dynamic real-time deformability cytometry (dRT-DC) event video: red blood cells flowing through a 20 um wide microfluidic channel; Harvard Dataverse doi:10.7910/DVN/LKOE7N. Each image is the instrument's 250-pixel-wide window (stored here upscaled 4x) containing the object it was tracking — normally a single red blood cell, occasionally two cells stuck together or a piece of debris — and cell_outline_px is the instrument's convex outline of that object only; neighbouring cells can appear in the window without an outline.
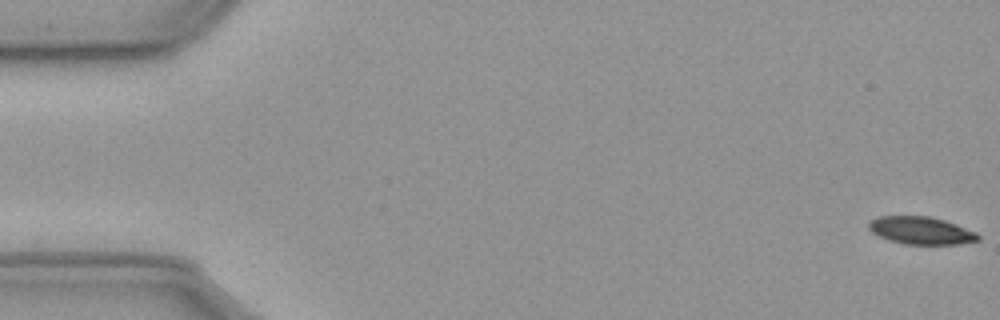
{"species": "common noctule bat (a hibernating species)", "species_latin": "Nyctalus noctula", "temperature_condition": "cold", "stored_images_in_passage": 57, "camera_frame_rate_fps": 3000, "um_per_image_px": 0.085, "animal": {"sex": "male", "body_mass_g": 23.1, "forearm_length_mm": 52.7}, "frame": {"image": 1, "passage_image": 1, "time_ms": 0.0, "image_size_px": [1000, 320], "cell_outline_px": [[980, 240], [960, 244], [904, 244], [880, 236], [872, 232], [868, 228], [868, 224], [872, 220], [880, 216], [928, 216], [944, 220], [956, 224], [976, 232], [980, 236]], "centroid_in_image_um": [78.32, 19.59], "position_along_channel_um": 6.7, "area_um2": 17.4}}
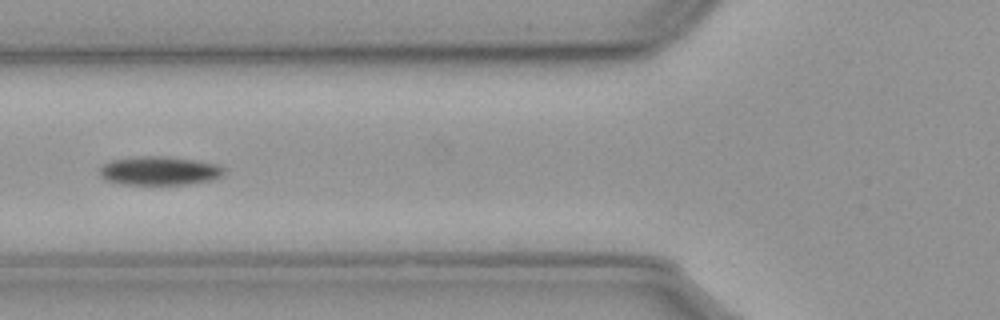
{"frame": {"image": 2, "passage_image": 22, "time_ms": 7.0, "image_size_px": [1000, 320], "cell_outline_px": [[224, 172], [220, 176], [208, 180], [188, 184], [120, 184], [104, 180], [100, 176], [100, 168], [104, 164], [112, 160], [140, 156], [168, 156], [192, 160], [212, 164], [224, 168]], "centroid_in_image_um": [13.47, 14.52], "position_along_channel_um": 112.3, "area_um2": 20.46}}
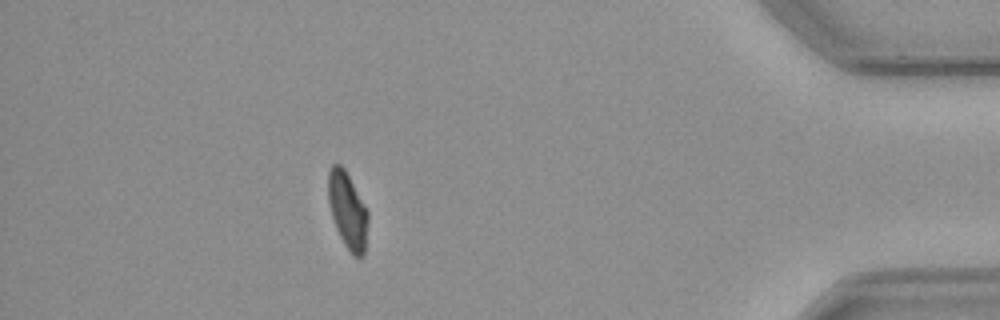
{"frame": {"image": 3, "passage_image": 51, "time_ms": 16.667, "image_size_px": [1000, 320], "cell_outline_px": [[368, 220], [364, 256], [352, 256], [344, 244], [336, 228], [328, 204], [328, 172], [332, 164], [340, 164], [344, 168], [364, 204], [368, 212]], "centroid_in_image_um": [29.53, 17.9], "position_along_channel_um": 405.7, "area_um2": 17.63}, "authors_computed_cell_mechanics": {"area_um2": 19.5364, "velocity_mm_per_s": 3.5873, "shape_relaxation_time_tau1_ms": 6.7976, "shape_relaxation_time_tau2_ms": null, "deformation_change_tau1": 0.1315, "deformation_change_tau2": null}}